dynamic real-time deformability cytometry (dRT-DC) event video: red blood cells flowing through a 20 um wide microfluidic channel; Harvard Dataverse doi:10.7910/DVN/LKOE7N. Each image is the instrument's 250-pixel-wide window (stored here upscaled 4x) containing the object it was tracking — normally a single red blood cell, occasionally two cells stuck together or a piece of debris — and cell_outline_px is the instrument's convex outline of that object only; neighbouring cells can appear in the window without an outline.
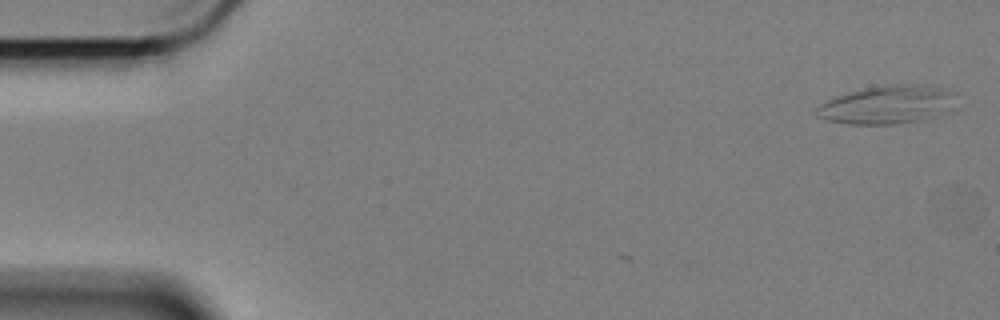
{"species": "Egyptian fruit bat (a non-hibernating species)", "species_latin": "Rousettus aegyptiacus", "temperature_condition": "cold", "stored_images_in_passage": 2, "camera_frame_rate_fps": 3000, "um_per_image_px": 0.085, "animal": {"sex": "female"}, "frame": {"image": 1, "passage_image": 2, "time_ms": 0.333, "image_size_px": [1000, 320], "cell_outline_px": [[960, 108], [952, 112], [936, 116], [916, 120], [892, 124], [848, 124], [824, 120], [816, 116], [816, 108], [820, 104], [836, 96], [848, 92], [888, 84], [924, 84], [948, 88], [960, 92]], "centroid_in_image_um": [75.63, 8.88], "position_along_channel_um": 9.4, "area_um2": 32.37}}